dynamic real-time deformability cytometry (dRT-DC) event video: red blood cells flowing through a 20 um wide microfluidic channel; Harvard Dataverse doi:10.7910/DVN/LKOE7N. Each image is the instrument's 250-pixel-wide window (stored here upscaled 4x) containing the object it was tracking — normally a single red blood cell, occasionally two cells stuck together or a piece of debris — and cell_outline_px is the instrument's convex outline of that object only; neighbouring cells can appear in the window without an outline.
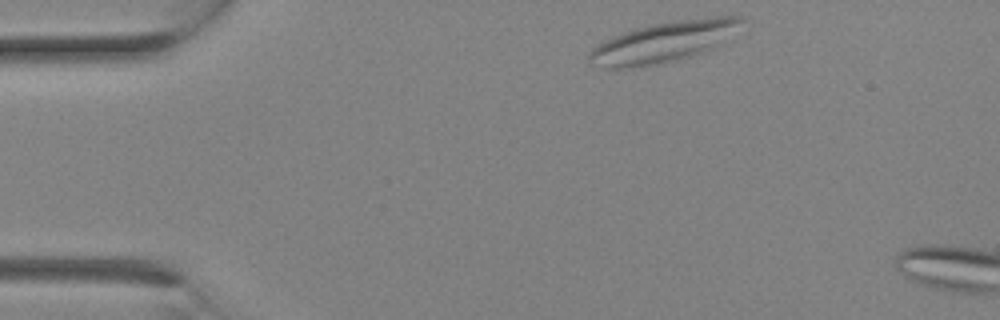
{"species": "Egyptian fruit bat (a non-hibernating species)", "species_latin": "Rousettus aegyptiacus", "temperature_condition": "room temperature", "stored_images_in_passage": 3, "camera_frame_rate_fps": 3000, "um_per_image_px": 0.085, "animal": {"sex": "female"}, "frame": {"image": 1, "passage_image": 1, "time_ms": 0.0, "image_size_px": [1000, 320], "cell_outline_px": [[740, 20], [712, 48], [676, 60], [620, 68], [608, 68], [588, 64], [588, 52], [596, 44], [612, 36], [636, 28], [656, 24], [680, 20], [716, 16], [740, 16]], "centroid_in_image_um": [56.18, 3.58], "position_along_channel_um": 28.8, "area_um2": 34.28}}